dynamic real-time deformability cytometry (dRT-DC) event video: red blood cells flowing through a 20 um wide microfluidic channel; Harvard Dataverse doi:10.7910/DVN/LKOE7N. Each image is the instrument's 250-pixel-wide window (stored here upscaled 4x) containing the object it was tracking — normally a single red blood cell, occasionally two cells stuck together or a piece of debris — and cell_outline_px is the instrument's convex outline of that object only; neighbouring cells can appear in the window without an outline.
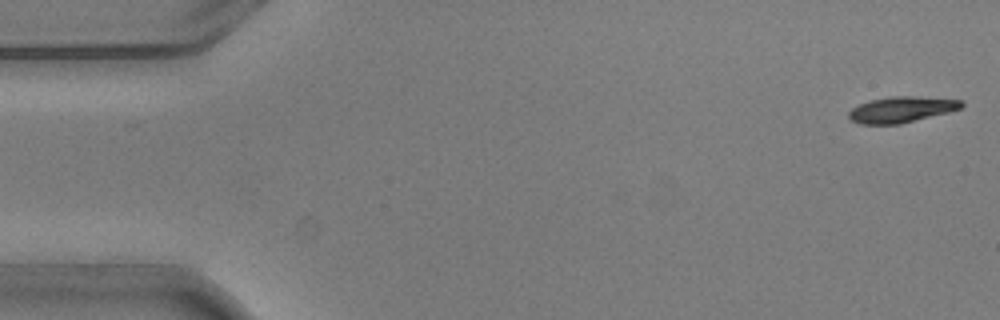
{"species": "common noctule bat (a hibernating species)", "species_latin": "Nyctalus noctula", "temperature_condition": "warm", "stored_images_in_passage": 5, "camera_frame_rate_fps": 3000, "um_per_image_px": 0.085, "animal": {"sex": "male", "body_mass_g": 20.5, "forearm_length_mm": 52.5}, "frame": {"image": 1, "passage_image": 1, "time_ms": 0.0, "image_size_px": [1000, 320], "cell_outline_px": [[964, 104], [960, 108], [948, 112], [900, 124], [860, 124], [852, 120], [848, 116], [848, 112], [852, 108], [860, 104], [872, 100], [892, 96], [916, 96], [964, 100]], "centroid_in_image_um": [76.63, 9.3], "position_along_channel_um": 8.4, "area_um2": 16.88}}